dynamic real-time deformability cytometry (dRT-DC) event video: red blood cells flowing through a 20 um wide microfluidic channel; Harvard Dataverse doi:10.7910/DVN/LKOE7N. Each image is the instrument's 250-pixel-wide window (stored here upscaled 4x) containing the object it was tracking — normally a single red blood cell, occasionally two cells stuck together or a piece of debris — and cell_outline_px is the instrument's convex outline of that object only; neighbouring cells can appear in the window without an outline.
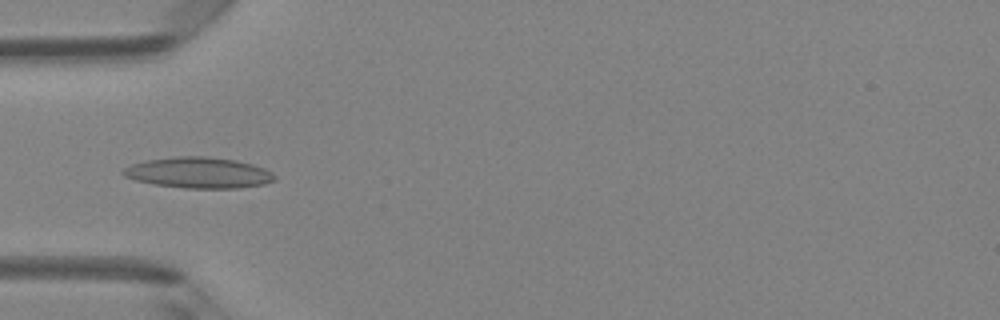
{"species": "Egyptian fruit bat (a non-hibernating species)", "species_latin": "Rousettus aegyptiacus", "temperature_condition": "room temperature", "stored_images_in_passage": 6, "camera_frame_rate_fps": 3000, "um_per_image_px": 0.085, "animal": {"sex": "female"}, "frame": {"image": 1, "passage_image": 5, "time_ms": 1.333, "image_size_px": [1000, 320], "cell_outline_px": [[276, 180], [264, 184], [236, 188], [184, 188], [152, 184], [136, 180], [124, 176], [120, 172], [124, 168], [132, 164], [148, 160], [176, 156], [204, 156], [236, 160], [252, 164], [264, 168], [272, 172], [276, 176]], "centroid_in_image_um": [16.89, 14.68], "position_along_channel_um": 68.1, "area_um2": 27.28}}
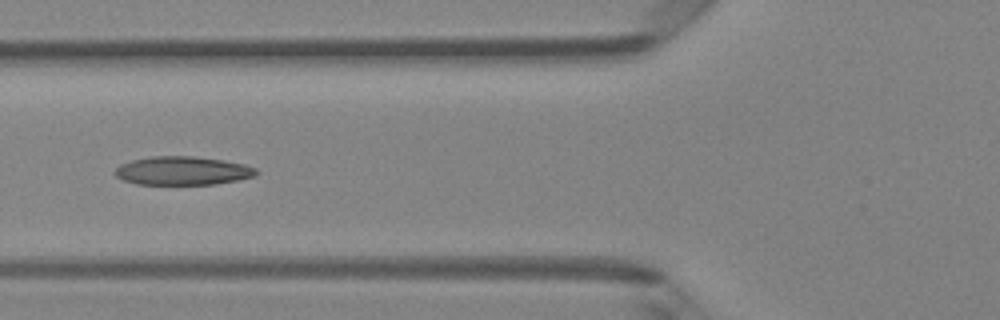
{"frame": {"image": 2, "passage_image": 6, "time_ms": 1.667, "image_size_px": [1000, 320], "cell_outline_px": [[260, 172], [256, 176], [216, 184], [136, 184], [124, 180], [116, 176], [112, 172], [120, 164], [132, 160], [152, 156], [196, 156], [224, 160], [244, 164], [256, 168]], "centroid_in_image_um": [15.53, 14.51], "position_along_channel_um": 110.3, "area_um2": 23.64}}